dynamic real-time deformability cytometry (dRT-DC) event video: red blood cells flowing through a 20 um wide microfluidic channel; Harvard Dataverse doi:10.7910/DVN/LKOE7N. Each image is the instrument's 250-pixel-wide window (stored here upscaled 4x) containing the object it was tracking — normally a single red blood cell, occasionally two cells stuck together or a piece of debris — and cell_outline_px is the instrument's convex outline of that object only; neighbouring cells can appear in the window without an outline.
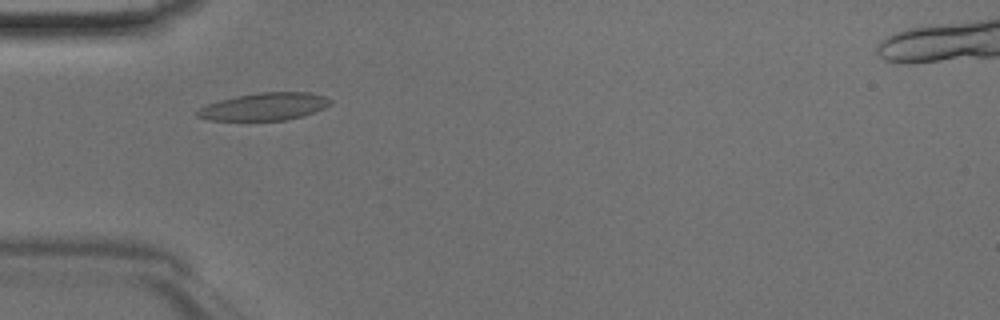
{"species": "Egyptian fruit bat (a non-hibernating species)", "species_latin": "Rousettus aegyptiacus", "temperature_condition": "room temperature", "stored_images_in_passage": 44, "camera_frame_rate_fps": 3000, "um_per_image_px": 0.085, "animal": {"sex": "male"}, "frame": {"image": 1, "passage_image": 12, "time_ms": 3.667, "image_size_px": [1000, 320], "cell_outline_px": [[332, 104], [324, 108], [304, 116], [284, 120], [208, 120], [196, 116], [196, 112], [200, 108], [208, 104], [220, 100], [236, 96], [260, 92], [308, 92], [328, 96], [332, 100]], "centroid_in_image_um": [22.52, 9.05], "position_along_channel_um": 62.5, "area_um2": 21.39}}
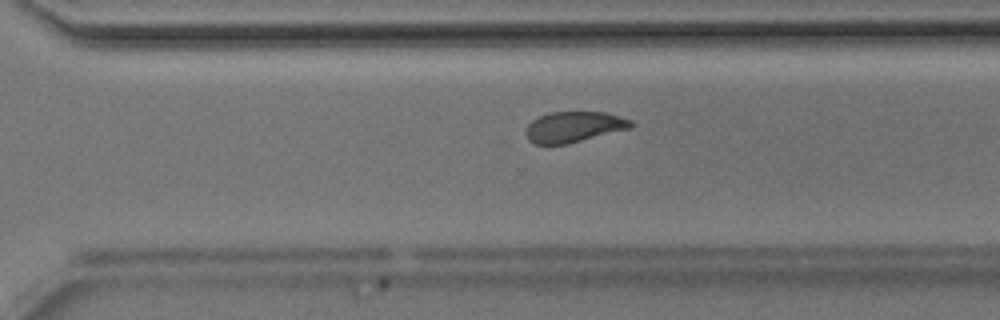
{"frame": {"image": 2, "passage_image": 30, "time_ms": 9.667, "image_size_px": [1000, 320], "cell_outline_px": [[632, 128], [568, 144], [536, 144], [528, 140], [524, 132], [528, 124], [532, 120], [548, 112], [604, 112], [620, 116], [632, 120]], "centroid_in_image_um": [48.77, 10.79], "position_along_channel_um": 321.8, "area_um2": 18.96}}
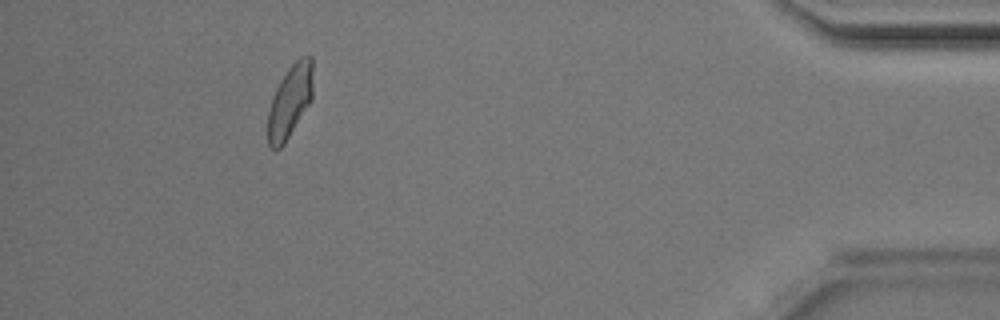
{"frame": {"image": 3, "passage_image": 40, "time_ms": 13.0, "image_size_px": [1000, 320], "cell_outline_px": [[312, 100], [284, 144], [276, 152], [268, 148], [268, 112], [276, 88], [280, 80], [288, 68], [300, 56], [312, 56]], "centroid_in_image_um": [24.64, 8.64], "position_along_channel_um": 410.6, "area_um2": 19.19}}